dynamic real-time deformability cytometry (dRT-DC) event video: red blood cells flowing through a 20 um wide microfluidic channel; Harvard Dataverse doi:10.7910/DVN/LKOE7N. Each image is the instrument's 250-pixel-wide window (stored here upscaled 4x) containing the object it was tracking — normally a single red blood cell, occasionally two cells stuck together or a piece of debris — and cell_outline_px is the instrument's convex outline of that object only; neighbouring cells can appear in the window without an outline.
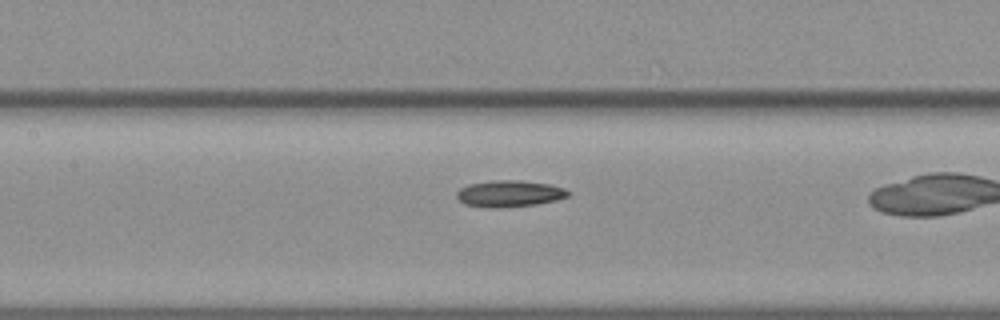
{"species": "common noctule bat (a hibernating species)", "species_latin": "Nyctalus noctula", "temperature_condition": "warm", "stored_images_in_passage": 40, "camera_frame_rate_fps": 3000, "um_per_image_px": 0.085, "animal": {"sex": "female", "body_mass_g": 19.3, "forearm_length_mm": 54.1}, "frame": {"image": 1, "passage_image": 23, "time_ms": 7.333, "image_size_px": [1000, 320], "cell_outline_px": [[568, 196], [556, 200], [536, 204], [500, 208], [492, 208], [464, 204], [456, 196], [456, 192], [460, 188], [468, 184], [492, 180], [516, 180], [552, 184], [564, 188], [568, 192]], "centroid_in_image_um": [43.27, 16.45], "position_along_channel_um": 164.1, "area_um2": 17.22}}
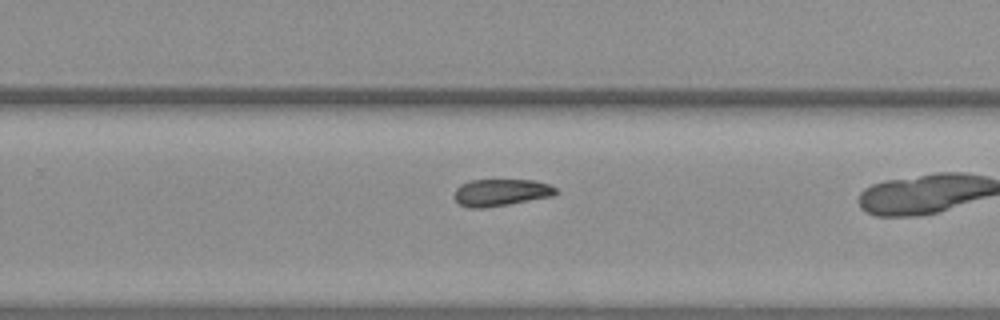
{"frame": {"image": 2, "passage_image": 33, "time_ms": 10.667, "image_size_px": [1000, 320], "cell_outline_px": [[556, 192], [552, 196], [508, 204], [484, 208], [468, 208], [460, 204], [452, 196], [456, 188], [460, 184], [472, 180], [536, 180], [548, 184], [556, 188]], "centroid_in_image_um": [42.53, 16.36], "position_along_channel_um": 287.3, "area_um2": 15.95}}
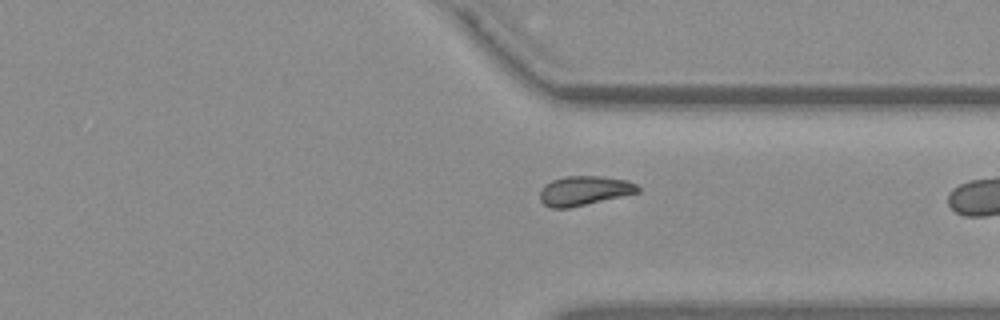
{"frame": {"image": 3, "passage_image": 39, "time_ms": 12.667, "image_size_px": [1000, 320], "cell_outline_px": [[640, 192], [568, 208], [552, 208], [544, 204], [540, 200], [540, 192], [544, 184], [552, 180], [568, 176], [600, 176], [624, 180], [636, 184], [640, 188]], "centroid_in_image_um": [49.64, 16.21], "position_along_channel_um": 361.8, "area_um2": 16.59}}